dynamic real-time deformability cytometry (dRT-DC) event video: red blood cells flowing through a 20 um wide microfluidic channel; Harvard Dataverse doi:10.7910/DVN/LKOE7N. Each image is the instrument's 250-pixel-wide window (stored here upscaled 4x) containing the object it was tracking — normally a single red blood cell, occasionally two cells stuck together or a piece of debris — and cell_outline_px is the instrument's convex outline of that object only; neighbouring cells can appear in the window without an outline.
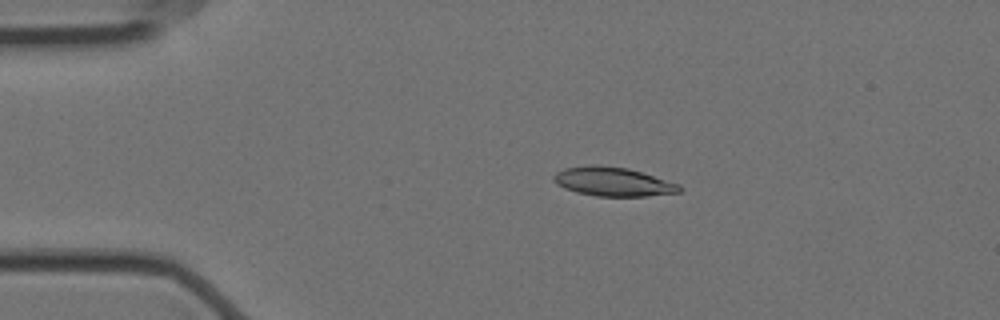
{"species": "Egyptian fruit bat (a non-hibernating species)", "species_latin": "Rousettus aegyptiacus", "temperature_condition": "cold", "stored_images_in_passage": 56, "camera_frame_rate_fps": 3000, "um_per_image_px": 0.085, "animal": {"sex": "female"}, "frame": {"image": 1, "passage_image": 10, "time_ms": 3.0, "image_size_px": [1000, 320], "cell_outline_px": [[680, 192], [648, 196], [596, 196], [576, 192], [564, 188], [556, 184], [552, 180], [552, 176], [556, 172], [564, 168], [592, 164], [596, 164], [628, 168], [680, 184]], "centroid_in_image_um": [52.06, 15.43], "position_along_channel_um": 32.9, "area_um2": 21.33}}
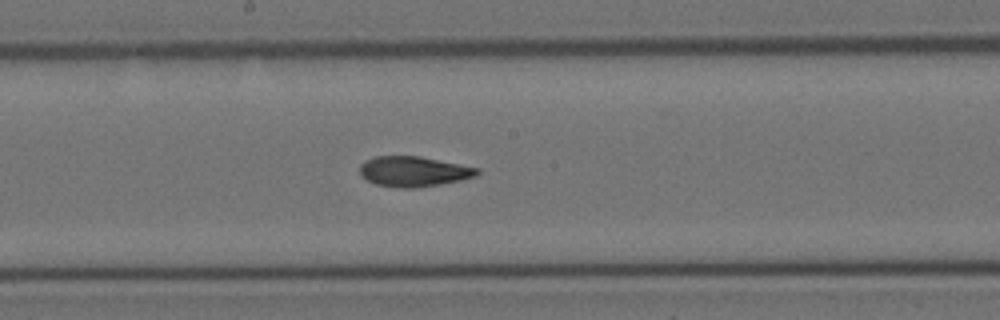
{"frame": {"image": 2, "passage_image": 29, "time_ms": 9.333, "image_size_px": [1000, 320], "cell_outline_px": [[480, 172], [476, 176], [460, 180], [440, 184], [412, 188], [400, 188], [376, 184], [368, 180], [360, 172], [360, 164], [364, 160], [376, 156], [420, 156], [480, 168]], "centroid_in_image_um": [35.17, 14.56], "position_along_channel_um": 213.0, "area_um2": 20.58}}
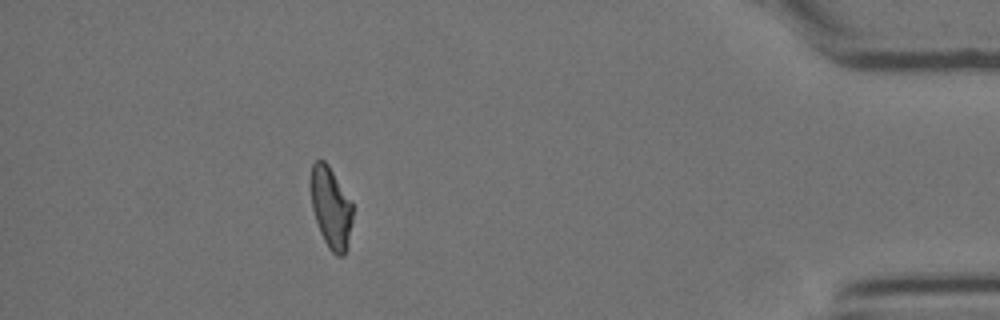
{"frame": {"image": 3, "passage_image": 50, "time_ms": 16.333, "image_size_px": [1000, 320], "cell_outline_px": [[352, 220], [348, 248], [344, 256], [336, 256], [328, 248], [320, 232], [312, 208], [308, 184], [308, 180], [312, 164], [316, 160], [324, 160], [328, 164], [352, 204]], "centroid_in_image_um": [28.09, 17.64], "position_along_channel_um": 407.1, "area_um2": 20.17}, "authors_computed_cell_mechanics": {"area_um2": 20.7791, "velocity_mm_per_s": 3.524, "shape_relaxation_time_tau1_ms": 8.646, "shape_relaxation_time_tau2_ms": 3.3954, "deformation_change_tau1": 0.2102, "deformation_change_tau2": 0.0987}}